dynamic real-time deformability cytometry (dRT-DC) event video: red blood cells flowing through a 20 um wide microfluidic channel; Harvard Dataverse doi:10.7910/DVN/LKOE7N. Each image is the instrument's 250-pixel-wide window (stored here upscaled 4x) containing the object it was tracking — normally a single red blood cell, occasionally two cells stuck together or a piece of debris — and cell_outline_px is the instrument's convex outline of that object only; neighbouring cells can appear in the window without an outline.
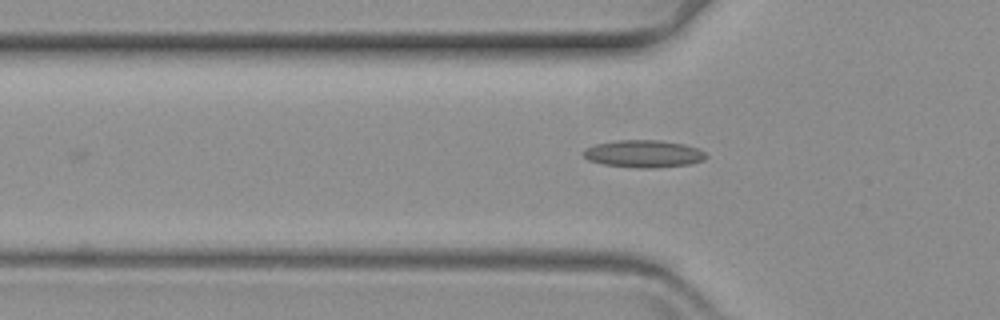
{"species": "common noctule bat (a hibernating species)", "species_latin": "Nyctalus noctula", "temperature_condition": "warm", "stored_images_in_passage": 27, "camera_frame_rate_fps": 3000, "um_per_image_px": 0.085, "animal": {"sex": "female", "body_mass_g": 19.3, "forearm_length_mm": 54.1}, "frame": {"image": 1, "passage_image": 4, "time_ms": 1.0, "image_size_px": [1000, 320], "cell_outline_px": [[708, 156], [704, 160], [692, 164], [652, 168], [636, 168], [604, 164], [588, 160], [584, 156], [584, 152], [588, 148], [596, 144], [616, 140], [660, 140], [684, 144], [696, 148], [704, 152]], "centroid_in_image_um": [54.75, 13.07], "position_along_channel_um": 71.1, "area_um2": 19.48}}
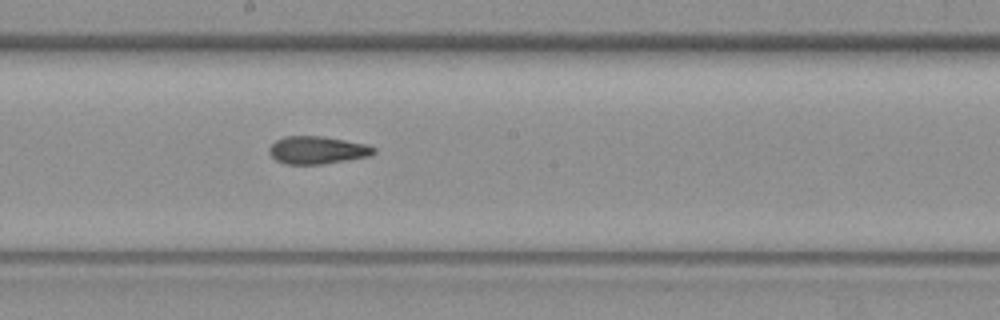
{"frame": {"image": 2, "passage_image": 17, "time_ms": 5.333, "image_size_px": [1000, 320], "cell_outline_px": [[376, 152], [372, 156], [324, 164], [284, 164], [276, 160], [268, 152], [268, 148], [276, 140], [284, 136], [324, 136], [368, 144], [376, 148]], "centroid_in_image_um": [27.0, 12.76], "position_along_channel_um": 221.2, "area_um2": 17.17}}
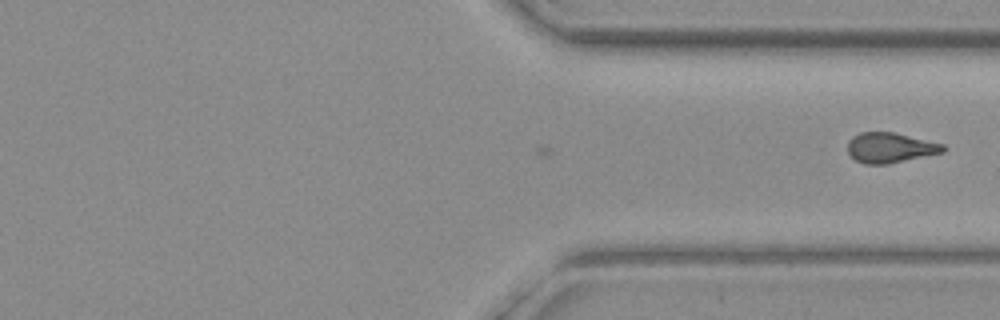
{"frame": {"image": 3, "passage_image": 27, "time_ms": 8.667, "image_size_px": [1000, 320], "cell_outline_px": [[948, 148], [944, 152], [888, 164], [864, 164], [856, 160], [848, 152], [848, 140], [852, 136], [860, 132], [892, 132], [944, 144]], "centroid_in_image_um": [75.67, 12.55], "position_along_channel_um": 335.7, "area_um2": 16.76}}